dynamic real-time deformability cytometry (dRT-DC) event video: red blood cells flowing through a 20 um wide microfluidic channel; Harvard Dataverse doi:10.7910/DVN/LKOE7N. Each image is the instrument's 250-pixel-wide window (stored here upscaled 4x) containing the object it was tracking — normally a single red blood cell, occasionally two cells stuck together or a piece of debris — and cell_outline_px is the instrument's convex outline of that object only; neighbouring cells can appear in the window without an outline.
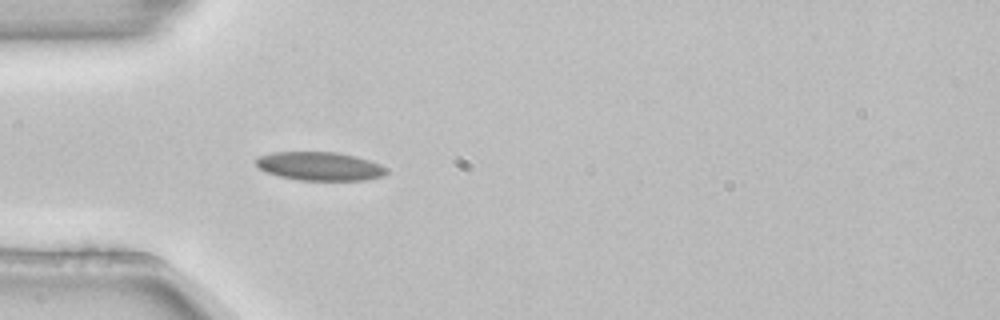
{"species": "common noctule bat (a hibernating species)", "species_latin": "Nyctalus noctula", "temperature_condition": "room temperature", "stored_images_in_passage": 3, "camera_frame_rate_fps": 3000, "um_per_image_px": 0.085, "animal": {"sex": "female", "body_mass_g": 22.7, "forearm_length_mm": 54.2}, "frame": {"image": 1, "passage_image": 3, "time_ms": 0.667, "image_size_px": [1000, 320], "cell_outline_px": [[388, 172], [384, 176], [368, 180], [300, 180], [280, 176], [268, 172], [260, 168], [256, 164], [256, 160], [260, 156], [272, 152], [336, 152], [356, 156], [380, 164], [388, 168]], "centroid_in_image_um": [27.24, 14.13], "position_along_channel_um": 57.8, "area_um2": 21.68}}